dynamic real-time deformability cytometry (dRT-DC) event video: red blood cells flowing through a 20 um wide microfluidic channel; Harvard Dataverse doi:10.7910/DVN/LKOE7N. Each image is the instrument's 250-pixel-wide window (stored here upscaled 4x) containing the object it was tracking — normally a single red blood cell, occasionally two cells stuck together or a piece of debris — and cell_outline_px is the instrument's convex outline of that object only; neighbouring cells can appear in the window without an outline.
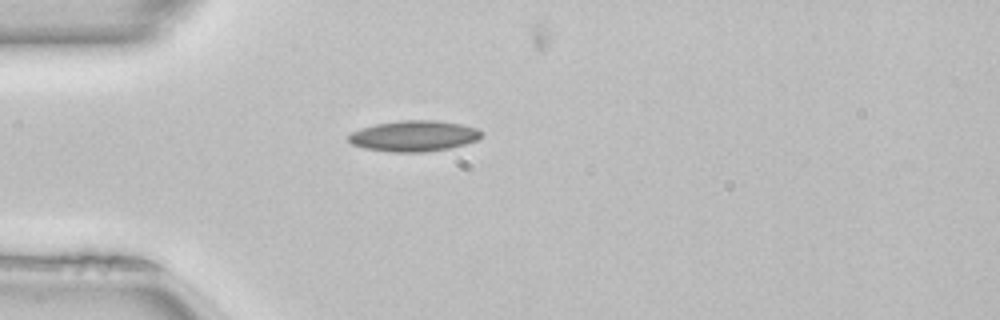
{"species": "common noctule bat (a hibernating species)", "species_latin": "Nyctalus noctula", "temperature_condition": "room temperature", "stored_images_in_passage": 44, "camera_frame_rate_fps": 3000, "um_per_image_px": 0.085, "animal": {"sex": "female", "body_mass_g": 22.7, "forearm_length_mm": 54.2}, "frame": {"image": 1, "passage_image": 13, "time_ms": 4.0, "image_size_px": [1000, 320], "cell_outline_px": [[484, 132], [476, 140], [464, 144], [448, 148], [420, 152], [392, 152], [364, 148], [352, 144], [348, 140], [348, 136], [352, 132], [360, 128], [376, 124], [400, 120], [436, 120], [460, 124], [480, 128]], "centroid_in_image_um": [35.18, 11.55], "position_along_channel_um": 49.8, "area_um2": 23.81}}